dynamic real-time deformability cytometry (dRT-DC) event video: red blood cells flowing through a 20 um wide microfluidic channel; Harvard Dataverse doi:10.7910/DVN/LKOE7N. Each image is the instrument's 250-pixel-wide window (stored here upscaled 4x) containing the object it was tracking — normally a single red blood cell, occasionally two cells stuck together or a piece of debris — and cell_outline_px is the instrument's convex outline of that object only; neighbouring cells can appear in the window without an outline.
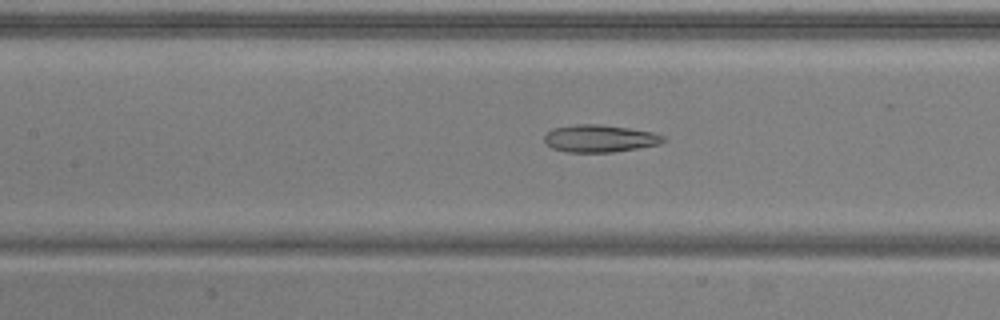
{"species": "common noctule bat (a hibernating species)", "species_latin": "Nyctalus noctula", "temperature_condition": "warm", "stored_images_in_passage": 51, "camera_frame_rate_fps": 3000, "um_per_image_px": 0.085, "animal": {"sex": "male", "body_mass_g": 20.5, "forearm_length_mm": 52.5}, "frame": {"image": 1, "passage_image": 22, "time_ms": 7.0, "image_size_px": [1000, 320], "cell_outline_px": [[664, 140], [660, 144], [612, 152], [568, 152], [552, 148], [544, 140], [544, 136], [552, 128], [576, 124], [600, 124], [628, 128], [652, 132], [664, 136]], "centroid_in_image_um": [50.95, 11.76], "position_along_channel_um": 156.4, "area_um2": 18.79}}
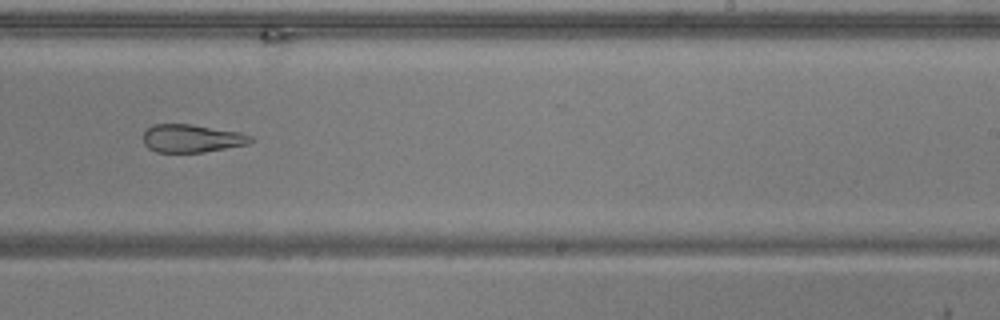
{"frame": {"image": 2, "passage_image": 31, "time_ms": 10.0, "image_size_px": [1000, 320], "cell_outline_px": [[256, 140], [248, 144], [204, 152], [156, 152], [148, 148], [144, 144], [144, 128], [152, 124], [192, 124], [240, 132], [252, 136]], "centroid_in_image_um": [16.3, 11.75], "position_along_channel_um": 272.7, "area_um2": 17.74}}
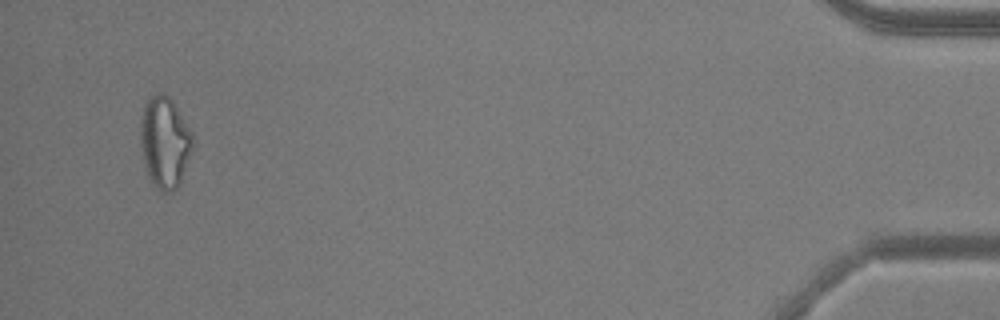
{"frame": {"image": 3, "passage_image": 49, "time_ms": 16.0, "image_size_px": [1000, 320], "cell_outline_px": [[192, 148], [180, 184], [172, 192], [160, 192], [148, 180], [144, 164], [140, 144], [140, 120], [144, 104], [148, 96], [156, 92], [160, 92], [168, 96], [172, 100], [192, 132]], "centroid_in_image_um": [13.96, 12.1], "position_along_channel_um": 421.2, "area_um2": 28.21}, "authors_computed_cell_mechanics": {"area_um2": 23.5824, "velocity_mm_per_s": 3.8898, "shape_relaxation_time_tau1_ms": null, "shape_relaxation_time_tau2_ms": 3.0301, "deformation_change_tau1": null, "deformation_change_tau2": 0.1374}}